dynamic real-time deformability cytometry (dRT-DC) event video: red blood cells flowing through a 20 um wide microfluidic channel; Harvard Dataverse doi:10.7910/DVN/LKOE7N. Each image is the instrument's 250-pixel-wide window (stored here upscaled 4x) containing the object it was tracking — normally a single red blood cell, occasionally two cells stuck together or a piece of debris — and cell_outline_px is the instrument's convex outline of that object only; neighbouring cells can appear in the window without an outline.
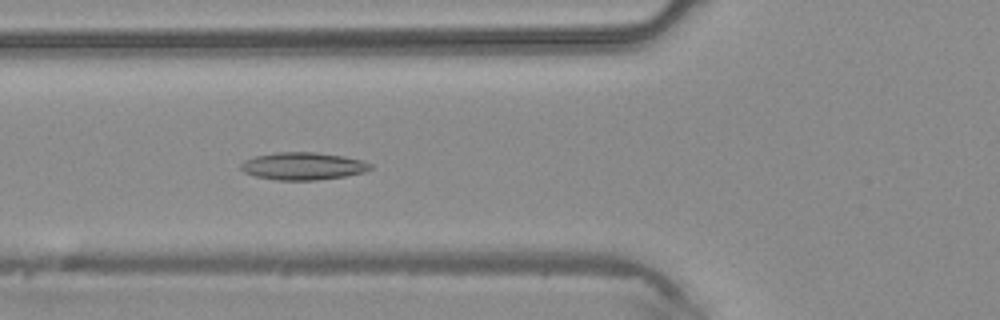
{"species": "common noctule bat (a hibernating species)", "species_latin": "Nyctalus noctula", "temperature_condition": "warm", "stored_images_in_passage": 45, "camera_frame_rate_fps": 3000, "um_per_image_px": 0.085, "animal": {"sex": "male", "body_mass_g": 20.4}, "frame": {"image": 1, "passage_image": 17, "time_ms": 5.333, "image_size_px": [1000, 320], "cell_outline_px": [[372, 168], [364, 172], [344, 176], [316, 180], [276, 180], [256, 176], [244, 172], [240, 168], [240, 164], [244, 160], [256, 156], [276, 152], [316, 152], [344, 156], [364, 160], [372, 164]], "centroid_in_image_um": [25.77, 14.11], "position_along_channel_um": 100.0, "area_um2": 20.81}}
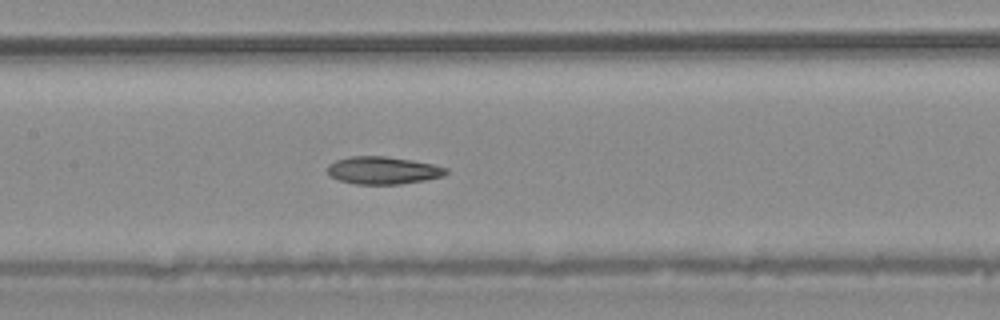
{"frame": {"image": 2, "passage_image": 22, "time_ms": 7.0, "image_size_px": [1000, 320], "cell_outline_px": [[448, 172], [444, 176], [424, 180], [400, 184], [356, 184], [340, 180], [332, 176], [328, 172], [328, 164], [336, 160], [348, 156], [384, 156], [412, 160], [432, 164], [448, 168]], "centroid_in_image_um": [32.57, 14.47], "position_along_channel_um": 174.8, "area_um2": 18.96}}
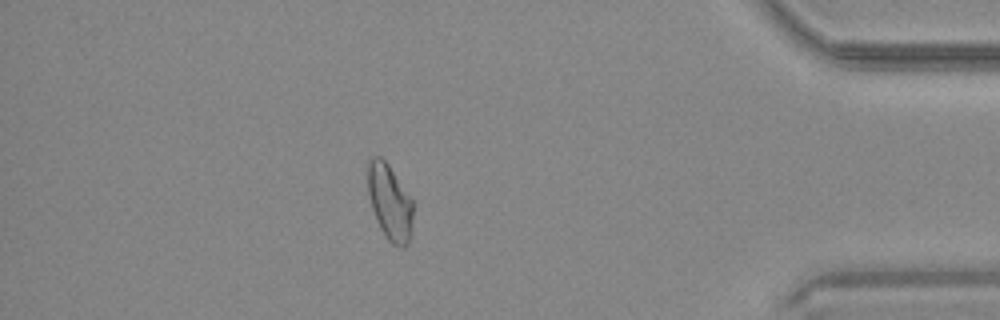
{"frame": {"image": 3, "passage_image": 40, "time_ms": 13.0, "image_size_px": [1000, 320], "cell_outline_px": [[416, 204], [412, 236], [408, 244], [404, 248], [392, 244], [388, 240], [380, 228], [376, 220], [372, 208], [368, 192], [368, 156], [380, 156], [388, 164]], "centroid_in_image_um": [33.19, 17.22], "position_along_channel_um": 402.0, "area_um2": 20.69}}